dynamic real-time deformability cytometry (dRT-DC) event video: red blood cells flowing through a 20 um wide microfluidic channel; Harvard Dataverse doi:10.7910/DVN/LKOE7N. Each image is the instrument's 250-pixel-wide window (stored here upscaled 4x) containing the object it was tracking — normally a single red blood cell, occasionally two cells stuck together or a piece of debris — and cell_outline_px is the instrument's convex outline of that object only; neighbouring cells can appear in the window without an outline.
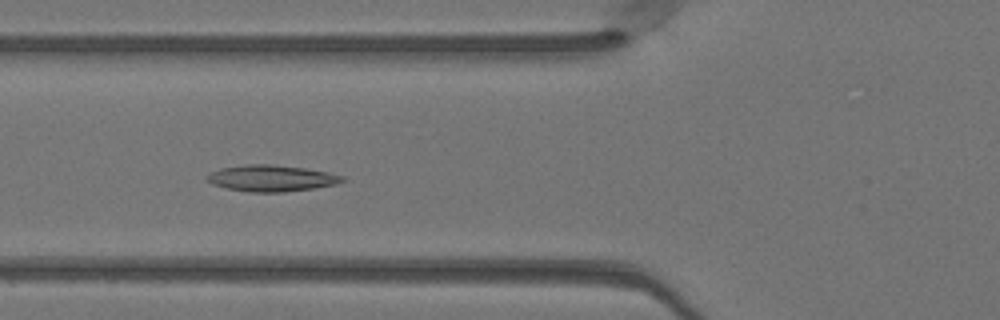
{"species": "Egyptian fruit bat (a non-hibernating species)", "species_latin": "Rousettus aegyptiacus", "temperature_condition": "warm", "stored_images_in_passage": 35, "camera_frame_rate_fps": 3000, "um_per_image_px": 0.085, "animal": {"sex": "female"}, "frame": {"image": 1, "passage_image": 4, "time_ms": 1.0, "image_size_px": [1000, 320], "cell_outline_px": [[348, 180], [336, 184], [316, 188], [284, 192], [248, 192], [228, 188], [212, 184], [204, 180], [204, 176], [208, 172], [220, 168], [248, 164], [272, 164], [304, 168], [328, 172], [344, 176]], "centroid_in_image_um": [23.05, 15.15], "position_along_channel_um": 102.8, "area_um2": 21.1}}
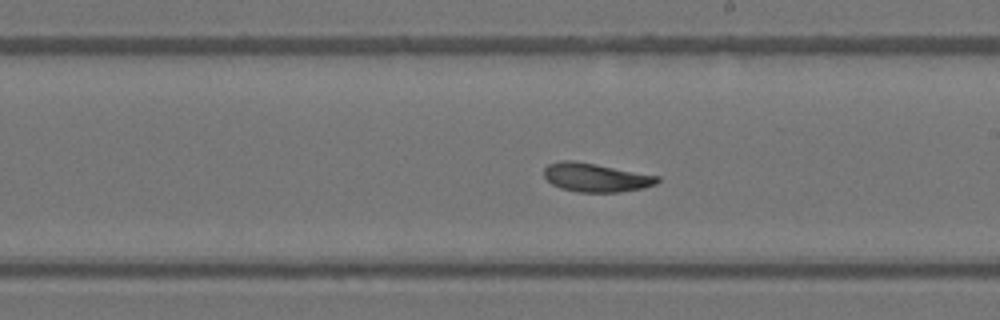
{"frame": {"image": 2, "passage_image": 14, "time_ms": 4.333, "image_size_px": [1000, 320], "cell_outline_px": [[660, 180], [656, 184], [644, 188], [620, 192], [576, 192], [560, 188], [552, 184], [544, 176], [544, 168], [548, 164], [560, 160], [576, 160], [660, 176]], "centroid_in_image_um": [50.65, 15.08], "position_along_channel_um": 238.4, "area_um2": 19.19}}
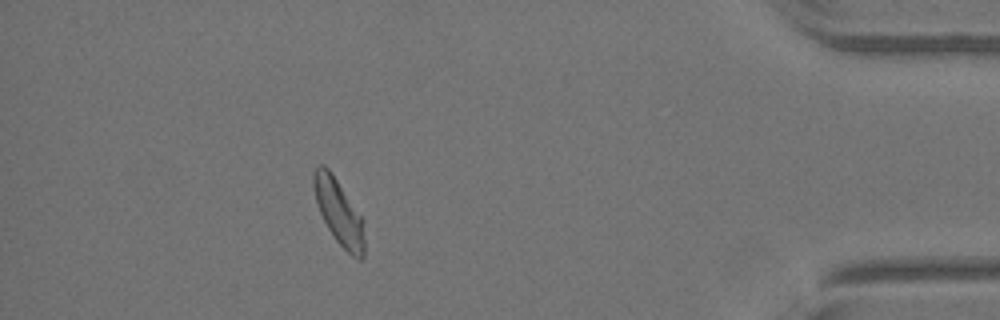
{"frame": {"image": 3, "passage_image": 30, "time_ms": 9.667, "image_size_px": [1000, 320], "cell_outline_px": [[364, 256], [360, 260], [352, 256], [332, 236], [320, 212], [312, 188], [312, 172], [320, 164], [324, 164], [328, 168], [364, 220]], "centroid_in_image_um": [28.79, 18.02], "position_along_channel_um": 406.4, "area_um2": 19.19}, "authors_computed_cell_mechanics": {"area_um2": 19.1896, "velocity_mm_per_s": 4.0703, "shape_relaxation_time_tau1_ms": 5.583, "shape_relaxation_time_tau2_ms": 2.8845, "deformation_change_tau1": 0.1216, "deformation_change_tau2": 0.0871}}